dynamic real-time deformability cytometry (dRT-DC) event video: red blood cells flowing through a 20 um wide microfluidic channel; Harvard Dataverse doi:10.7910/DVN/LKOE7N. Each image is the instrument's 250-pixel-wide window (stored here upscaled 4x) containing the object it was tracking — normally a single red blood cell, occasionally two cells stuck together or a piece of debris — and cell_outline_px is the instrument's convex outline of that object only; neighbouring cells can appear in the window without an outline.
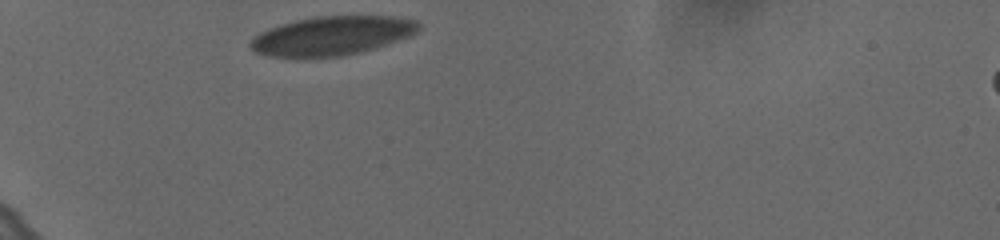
{"species": "human", "species_latin": "Homo sapiens", "temperature_condition": "cold", "stored_images_in_passage": 32, "camera_frame_rate_fps": 3000, "um_per_image_px": 0.085, "donor": {"sex": "female"}, "frame": {"image": 1, "passage_image": 1, "time_ms": 0.0, "image_size_px": [1000, 240], "cell_outline_px": [[420, 28], [416, 32], [408, 36], [376, 48], [344, 56], [268, 56], [256, 52], [248, 44], [260, 32], [268, 28], [296, 20], [316, 16], [392, 16], [416, 20], [420, 24]], "centroid_in_image_um": [28.24, 3.02], "position_along_channel_um": 56.8, "area_um2": 37.74}}
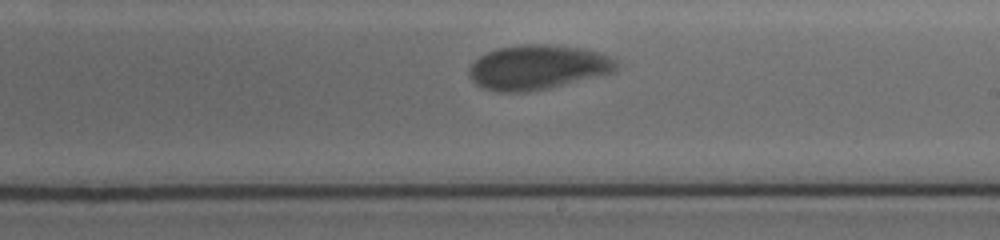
{"frame": {"image": 2, "passage_image": 19, "time_ms": 6.0, "image_size_px": [1000, 240], "cell_outline_px": [[620, 64], [612, 72], [544, 88], [524, 92], [500, 92], [476, 84], [468, 76], [468, 68], [480, 56], [496, 48], [524, 44], [544, 44], [580, 48], [596, 52], [608, 56], [616, 60]], "centroid_in_image_um": [45.65, 5.7], "position_along_channel_um": 243.4, "area_um2": 37.45}}
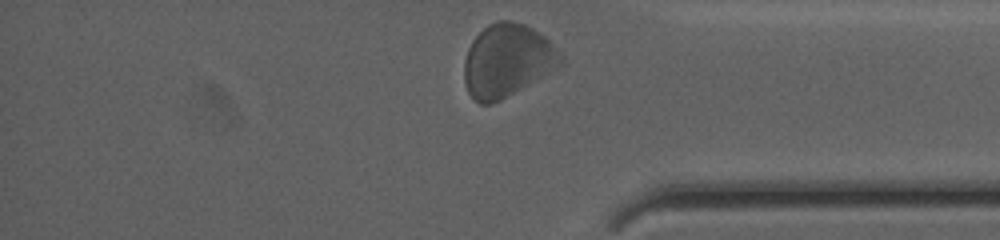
{"frame": {"image": 3, "passage_image": 32, "time_ms": 10.333, "image_size_px": [1000, 240], "cell_outline_px": [[564, 64], [500, 100], [492, 104], [480, 104], [468, 92], [464, 80], [464, 60], [468, 48], [472, 40], [488, 24], [496, 20], [512, 20], [524, 24], [532, 28], [544, 36], [564, 56]], "centroid_in_image_um": [43.11, 5.13], "position_along_channel_um": 392.1, "area_um2": 40.86}, "authors_computed_cell_mechanics": {"area_um2": 38.437, "velocity_mm_per_s": 3.5456, "shape_relaxation_time_tau1_ms": 2.9717, "shape_relaxation_time_tau2_ms": 0.6933, "deformation_change_tau1": 0.0853, "deformation_change_tau2": 0.0462}}